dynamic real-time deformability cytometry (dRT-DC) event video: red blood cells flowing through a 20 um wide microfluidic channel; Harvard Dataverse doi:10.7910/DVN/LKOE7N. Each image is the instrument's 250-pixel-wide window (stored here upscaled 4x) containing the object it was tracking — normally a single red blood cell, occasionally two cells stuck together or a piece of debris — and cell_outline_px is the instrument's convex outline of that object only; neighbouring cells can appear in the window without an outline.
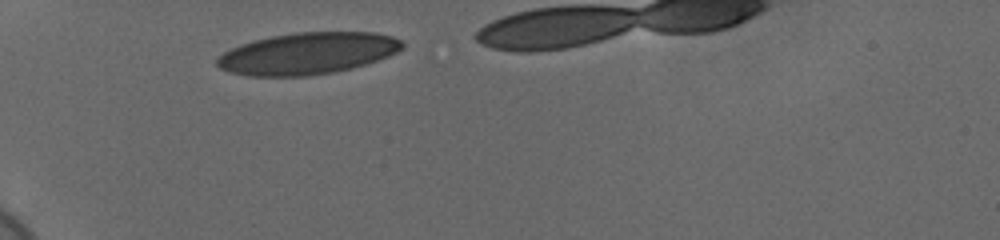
{"species": "human", "species_latin": "Homo sapiens", "temperature_condition": "cold", "stored_images_in_passage": 31, "camera_frame_rate_fps": 3000, "um_per_image_px": 0.085, "donor": {"sex": "female"}, "frame": {"image": 1, "passage_image": 1, "time_ms": 0.0, "image_size_px": [1000, 240], "cell_outline_px": [[404, 48], [388, 56], [352, 68], [332, 72], [308, 76], [248, 76], [232, 72], [220, 68], [216, 64], [216, 60], [224, 52], [240, 44], [252, 40], [272, 36], [296, 32], [372, 32], [392, 36], [400, 40], [404, 44]], "centroid_in_image_um": [26.14, 4.54], "position_along_channel_um": 58.9, "area_um2": 44.85}}
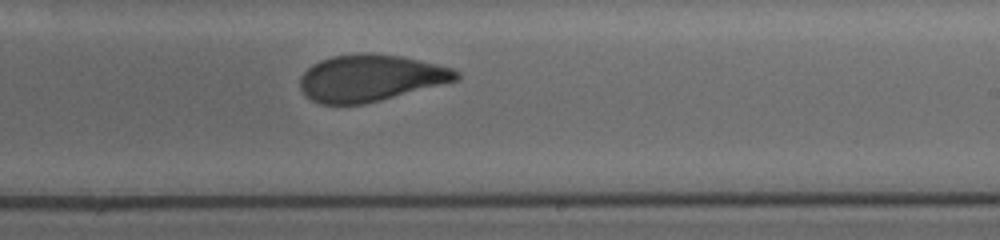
{"frame": {"image": 2, "passage_image": 19, "time_ms": 6.0, "image_size_px": [1000, 240], "cell_outline_px": [[460, 76], [456, 80], [380, 100], [364, 104], [320, 104], [312, 100], [300, 88], [300, 76], [312, 64], [320, 60], [332, 56], [364, 52], [372, 52], [404, 56], [452, 68], [460, 72]], "centroid_in_image_um": [31.47, 6.61], "position_along_channel_um": 257.5, "area_um2": 42.37}}
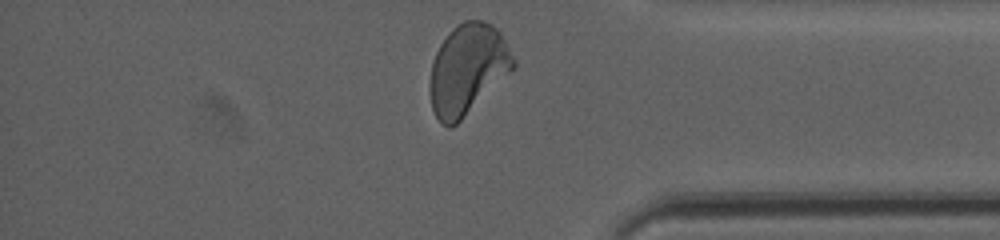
{"frame": {"image": 3, "passage_image": 31, "time_ms": 10.0, "image_size_px": [1000, 240], "cell_outline_px": [[516, 64], [456, 124], [448, 128], [436, 116], [432, 108], [428, 88], [428, 84], [432, 60], [440, 44], [448, 32], [452, 28], [464, 20], [484, 20], [492, 24], [500, 32], [516, 60]], "centroid_in_image_um": [39.69, 5.84], "position_along_channel_um": 395.5, "area_um2": 43.35}, "authors_computed_cell_mechanics": {"area_um2": 43.7546, "velocity_mm_per_s": 3.6601, "shape_relaxation_time_tau1_ms": 4.6555, "shape_relaxation_time_tau2_ms": 1.0549, "deformation_change_tau1": 0.1539, "deformation_change_tau2": 0.0635}}